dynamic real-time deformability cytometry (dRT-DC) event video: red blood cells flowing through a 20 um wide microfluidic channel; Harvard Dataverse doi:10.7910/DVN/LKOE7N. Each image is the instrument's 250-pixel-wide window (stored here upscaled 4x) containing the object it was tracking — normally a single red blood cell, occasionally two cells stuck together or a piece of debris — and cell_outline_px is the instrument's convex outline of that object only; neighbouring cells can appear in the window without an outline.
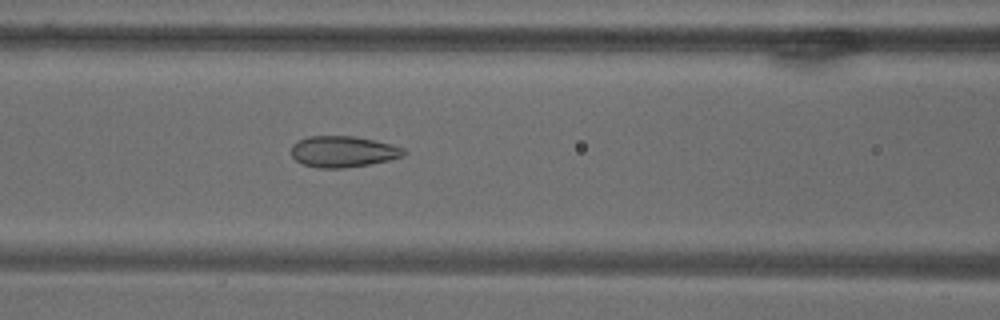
{"species": "common noctule bat (a hibernating species)", "species_latin": "Nyctalus noctula", "temperature_condition": "warm", "stored_images_in_passage": 54, "camera_frame_rate_fps": 3000, "um_per_image_px": 0.085, "animal": {"sex": "male", "body_mass_g": 18.8}, "frame": {"image": 1, "passage_image": 14, "time_ms": 4.333, "image_size_px": [1000, 320], "cell_outline_px": [[408, 152], [404, 156], [388, 160], [368, 164], [344, 168], [316, 168], [304, 164], [296, 160], [292, 156], [292, 144], [308, 136], [352, 136], [376, 140], [392, 144], [404, 148]], "centroid_in_image_um": [29.19, 12.88], "position_along_channel_um": 137.4, "area_um2": 20.46}}
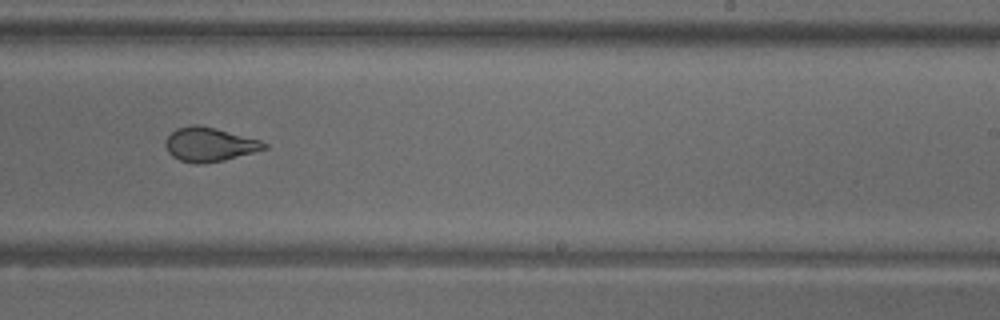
{"frame": {"image": 2, "passage_image": 28, "time_ms": 9.0, "image_size_px": [1000, 320], "cell_outline_px": [[268, 148], [224, 160], [200, 164], [196, 164], [180, 160], [172, 156], [168, 152], [164, 144], [164, 140], [176, 128], [192, 124], [196, 124], [216, 128], [260, 140], [268, 144]], "centroid_in_image_um": [17.77, 12.27], "position_along_channel_um": 271.2, "area_um2": 19.59}}
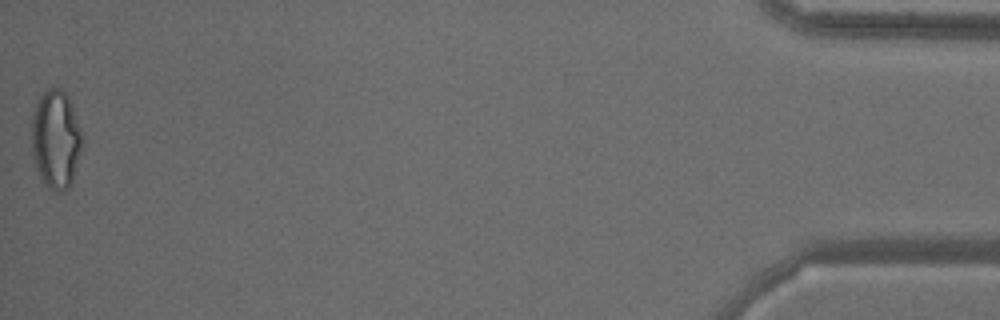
{"frame": {"image": 3, "passage_image": 54, "time_ms": 17.667, "image_size_px": [1000, 320], "cell_outline_px": [[84, 144], [72, 184], [64, 192], [56, 192], [48, 188], [40, 176], [36, 168], [32, 148], [32, 112], [40, 96], [48, 88], [60, 88], [68, 96], [84, 136]], "centroid_in_image_um": [4.78, 11.87], "position_along_channel_um": 430.4, "area_um2": 29.54}}